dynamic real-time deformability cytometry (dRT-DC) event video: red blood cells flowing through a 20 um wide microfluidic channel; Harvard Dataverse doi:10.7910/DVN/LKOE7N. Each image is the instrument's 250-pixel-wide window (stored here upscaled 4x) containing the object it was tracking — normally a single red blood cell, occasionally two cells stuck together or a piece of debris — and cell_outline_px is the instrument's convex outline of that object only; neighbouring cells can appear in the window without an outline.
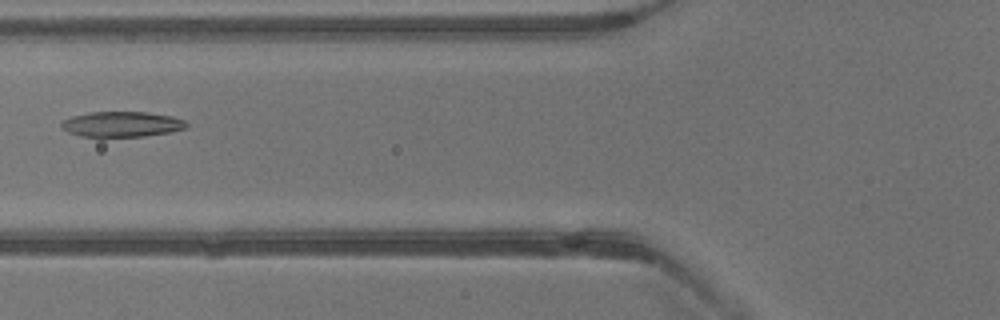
{"species": "common noctule bat (a hibernating species)", "species_latin": "Nyctalus noctula", "temperature_condition": "warm", "stored_images_in_passage": 26, "camera_frame_rate_fps": 3000, "um_per_image_px": 0.085, "animal": {"sex": "male", "body_mass_g": 13.3}, "frame": {"image": 1, "passage_image": 4, "time_ms": 1.0, "image_size_px": [1000, 320], "cell_outline_px": [[188, 124], [184, 128], [168, 132], [144, 136], [80, 136], [68, 132], [60, 128], [60, 124], [64, 120], [72, 116], [88, 112], [148, 112], [172, 116], [184, 120]], "centroid_in_image_um": [10.31, 10.55], "position_along_channel_um": 115.5, "area_um2": 18.32}}
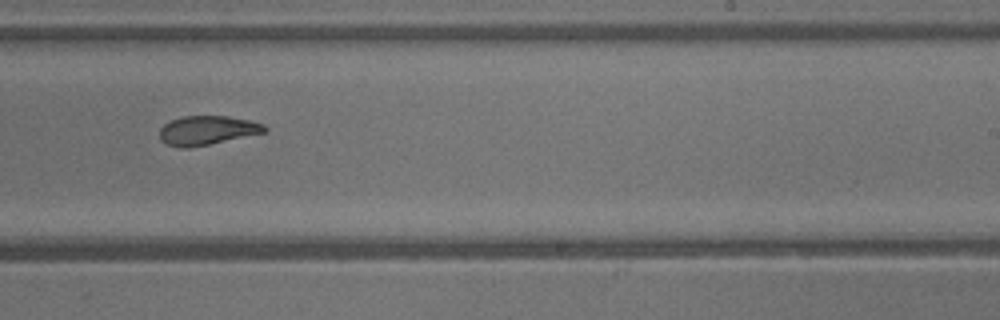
{"frame": {"image": 2, "passage_image": 13, "time_ms": 4.0, "image_size_px": [1000, 320], "cell_outline_px": [[268, 132], [188, 148], [180, 148], [168, 144], [160, 140], [160, 128], [164, 124], [172, 120], [184, 116], [228, 116], [248, 120], [264, 124], [268, 128]], "centroid_in_image_um": [17.63, 11.08], "position_along_channel_um": 271.4, "area_um2": 17.74}}
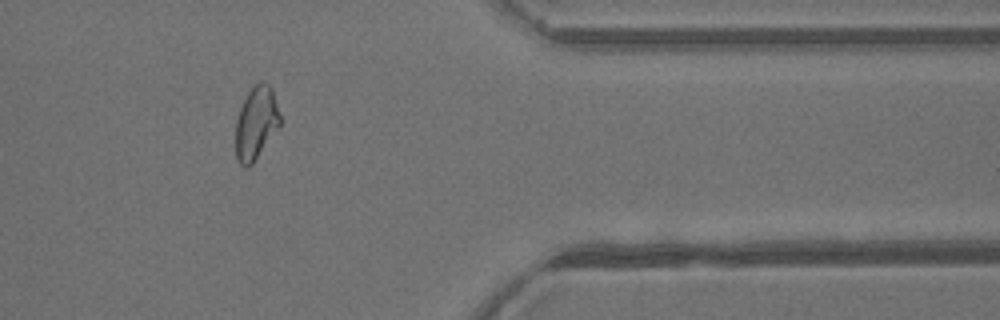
{"frame": {"image": 3, "passage_image": 21, "time_ms": 6.667, "image_size_px": [1000, 320], "cell_outline_px": [[280, 124], [252, 164], [248, 168], [244, 168], [236, 160], [236, 120], [240, 108], [248, 92], [260, 80], [268, 84], [272, 88], [280, 116]], "centroid_in_image_um": [21.75, 10.47], "position_along_channel_um": 389.7, "area_um2": 18.61}}